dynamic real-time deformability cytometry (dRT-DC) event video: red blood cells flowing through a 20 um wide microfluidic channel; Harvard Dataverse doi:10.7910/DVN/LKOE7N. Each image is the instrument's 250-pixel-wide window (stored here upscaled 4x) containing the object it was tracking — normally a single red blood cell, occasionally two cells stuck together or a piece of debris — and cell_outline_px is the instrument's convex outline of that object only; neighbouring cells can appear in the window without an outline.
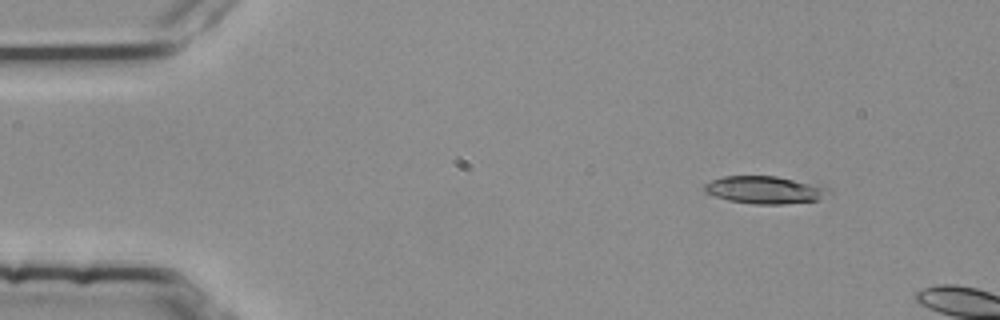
{"species": "common noctule bat (a hibernating species)", "species_latin": "Nyctalus noctula", "temperature_condition": "room temperature", "stored_images_in_passage": 5, "camera_frame_rate_fps": 3000, "um_per_image_px": 0.085, "animal": {"sex": "female", "body_mass_g": 25.1}, "frame": {"image": 1, "passage_image": 1, "time_ms": 0.0, "image_size_px": [1000, 320], "cell_outline_px": [[832, 192], [820, 200], [780, 204], [752, 204], [728, 200], [704, 192], [704, 184], [712, 180], [724, 176], [776, 176], [828, 188]], "centroid_in_image_um": [64.98, 16.15], "position_along_channel_um": 20.0, "area_um2": 19.71}}